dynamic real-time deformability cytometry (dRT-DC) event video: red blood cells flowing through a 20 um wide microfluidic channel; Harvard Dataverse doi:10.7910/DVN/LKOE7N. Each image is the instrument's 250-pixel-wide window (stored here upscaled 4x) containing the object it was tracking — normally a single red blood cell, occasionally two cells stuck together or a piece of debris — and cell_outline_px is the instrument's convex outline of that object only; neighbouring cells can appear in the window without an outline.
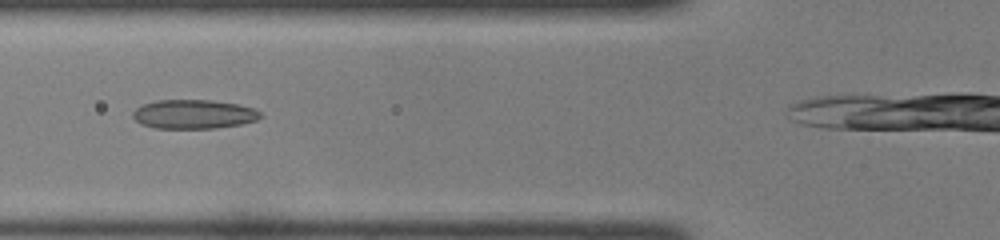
{"species": "common noctule bat (a hibernating species)", "species_latin": "Nyctalus noctula", "temperature_condition": "room temperature", "stored_images_in_passage": 31, "camera_frame_rate_fps": 3000, "um_per_image_px": 0.085, "animal": {"sex": "female", "body_mass_g": 22.0, "forearm_length_mm": 56.7}, "frame": {"image": 1, "passage_image": 10, "time_ms": 3.0, "image_size_px": [1000, 240], "cell_outline_px": [[264, 116], [256, 120], [240, 124], [216, 128], [156, 128], [140, 124], [132, 116], [132, 112], [136, 108], [144, 104], [156, 100], [212, 100], [240, 104], [252, 108], [260, 112]], "centroid_in_image_um": [16.47, 9.7], "position_along_channel_um": 109.3, "area_um2": 21.68}}
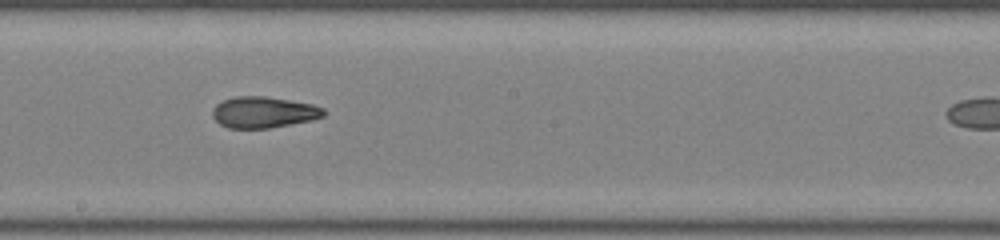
{"frame": {"image": 2, "passage_image": 18, "time_ms": 5.667, "image_size_px": [1000, 240], "cell_outline_px": [[328, 112], [324, 116], [312, 120], [268, 128], [228, 128], [220, 124], [212, 116], [212, 108], [216, 104], [224, 100], [236, 96], [264, 96], [312, 104], [324, 108]], "centroid_in_image_um": [22.41, 9.54], "position_along_channel_um": 225.8, "area_um2": 20.23}}
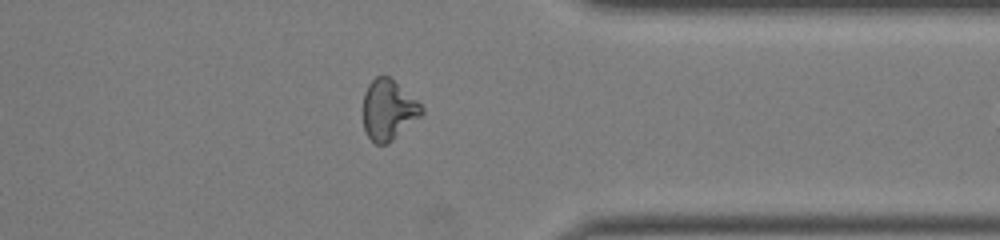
{"frame": {"image": 3, "passage_image": 29, "time_ms": 9.333, "image_size_px": [1000, 240], "cell_outline_px": [[424, 112], [420, 116], [388, 144], [376, 144], [368, 136], [364, 128], [364, 92], [368, 84], [376, 76], [388, 76], [416, 100], [424, 108]], "centroid_in_image_um": [33.0, 9.35], "position_along_channel_um": 378.4, "area_um2": 20.17}}